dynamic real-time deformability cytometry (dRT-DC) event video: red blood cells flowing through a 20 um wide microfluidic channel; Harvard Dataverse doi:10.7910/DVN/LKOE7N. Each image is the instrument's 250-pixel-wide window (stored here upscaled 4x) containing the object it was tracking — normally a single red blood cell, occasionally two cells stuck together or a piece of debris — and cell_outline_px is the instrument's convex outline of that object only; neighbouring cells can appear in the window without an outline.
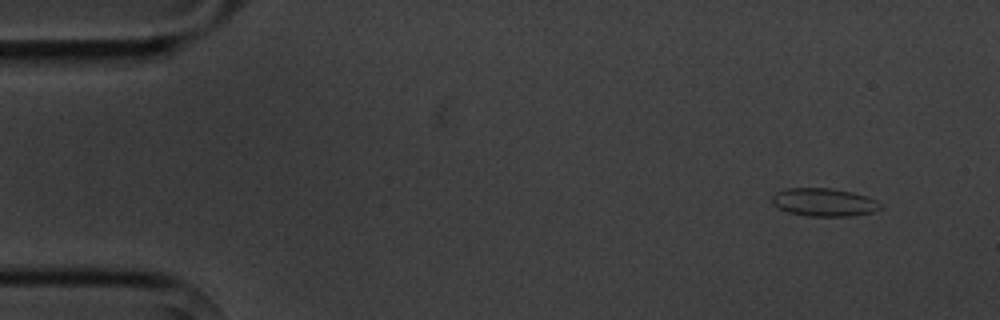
{"species": "common noctule bat (a hibernating species)", "species_latin": "Nyctalus noctula", "temperature_condition": "cold", "stored_images_in_passage": 5, "camera_frame_rate_fps": 3000, "um_per_image_px": 0.085, "animal": {"sex": "male", "body_mass_g": 20.1, "forearm_length_mm": 53.5}, "frame": {"image": 1, "passage_image": 1, "time_ms": 0.0, "image_size_px": [1000, 320], "cell_outline_px": [[884, 208], [872, 212], [852, 216], [808, 216], [788, 212], [776, 208], [772, 204], [772, 196], [776, 192], [784, 188], [832, 188], [852, 192], [868, 196], [876, 200]], "centroid_in_image_um": [70.03, 17.19], "position_along_channel_um": 15.0, "area_um2": 17.98}}
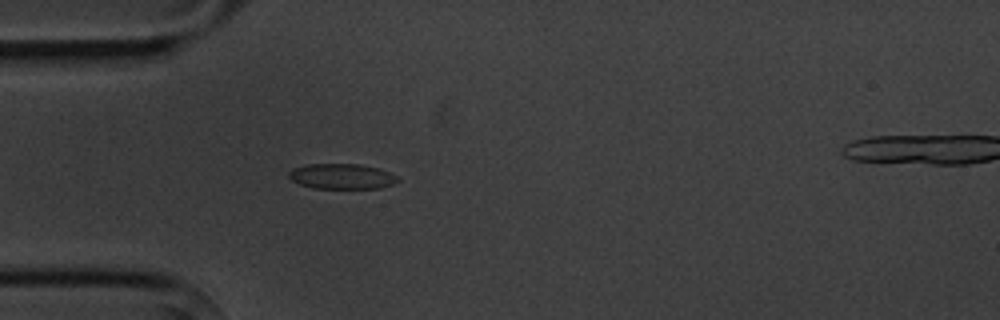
{"frame": {"image": 2, "passage_image": 4, "time_ms": 3.667, "image_size_px": [1000, 320], "cell_outline_px": [[400, 180], [392, 184], [380, 188], [312, 188], [300, 184], [292, 180], [288, 176], [288, 172], [292, 168], [308, 164], [360, 164], [376, 168], [388, 172], [396, 176]], "centroid_in_image_um": [29.01, 14.99], "position_along_channel_um": 56.0, "area_um2": 15.95}}